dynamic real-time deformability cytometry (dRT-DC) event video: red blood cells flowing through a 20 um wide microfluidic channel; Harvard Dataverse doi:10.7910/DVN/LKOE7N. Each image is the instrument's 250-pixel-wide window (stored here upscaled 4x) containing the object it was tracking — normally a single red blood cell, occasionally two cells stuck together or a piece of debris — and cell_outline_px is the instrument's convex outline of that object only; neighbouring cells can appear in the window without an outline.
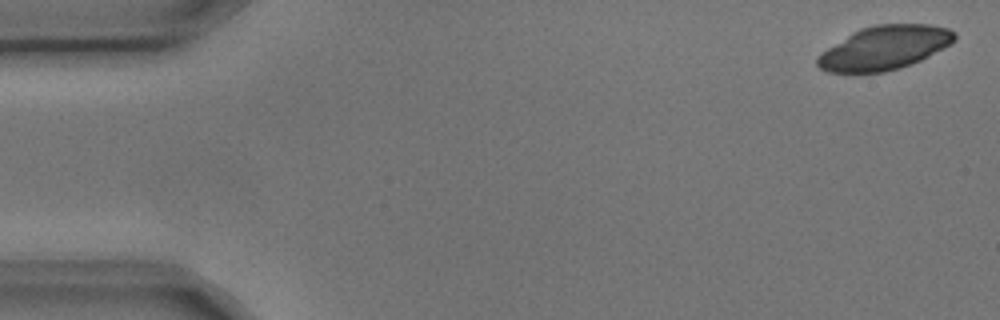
{"species": "common noctule bat (a hibernating species)", "species_latin": "Nyctalus noctula", "temperature_condition": "cold", "stored_images_in_passage": 7, "camera_frame_rate_fps": 3000, "um_per_image_px": 0.085, "animal": {"sex": "male", "body_mass_g": 17.9, "forearm_length_mm": 54.2}, "frame": {"image": 1, "passage_image": 1, "time_ms": 0.0, "image_size_px": [1000, 320], "cell_outline_px": [[956, 40], [952, 44], [920, 60], [900, 68], [884, 72], [828, 72], [820, 68], [816, 64], [816, 60], [828, 48], [852, 32], [860, 28], [876, 24], [932, 24], [948, 28], [956, 32]], "centroid_in_image_um": [75.23, 4.05], "position_along_channel_um": 9.8, "area_um2": 34.85}}